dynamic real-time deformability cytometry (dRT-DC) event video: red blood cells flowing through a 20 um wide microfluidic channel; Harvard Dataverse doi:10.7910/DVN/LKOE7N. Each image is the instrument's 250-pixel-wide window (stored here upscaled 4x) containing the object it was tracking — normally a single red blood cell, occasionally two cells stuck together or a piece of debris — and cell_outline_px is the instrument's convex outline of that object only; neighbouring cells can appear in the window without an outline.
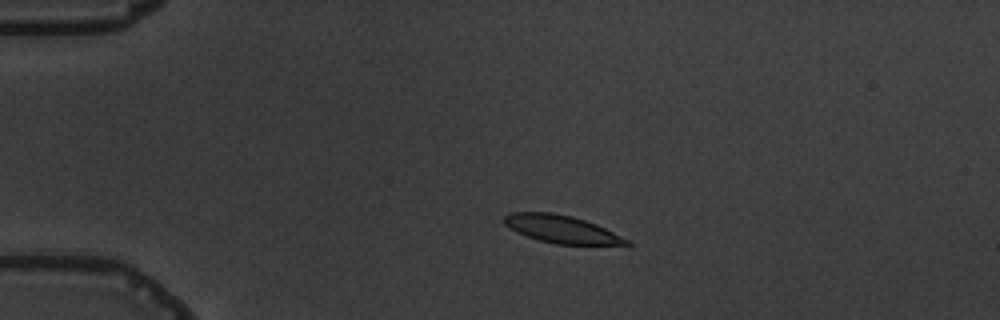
{"species": "common noctule bat (a hibernating species)", "species_latin": "Nyctalus noctula", "temperature_condition": "warm", "stored_images_in_passage": 5, "camera_frame_rate_fps": 3000, "um_per_image_px": 0.085, "animal": {"sex": "male", "body_mass_g": 19.5, "forearm_length_mm": 54.6}, "frame": {"image": 1, "passage_image": 3, "time_ms": 3.0, "image_size_px": [1000, 320], "cell_outline_px": [[632, 244], [556, 244], [540, 240], [516, 232], [504, 224], [504, 216], [512, 212], [552, 212], [572, 216], [596, 224], [632, 240]], "centroid_in_image_um": [47.74, 19.47], "position_along_channel_um": 37.3, "area_um2": 19.59}}
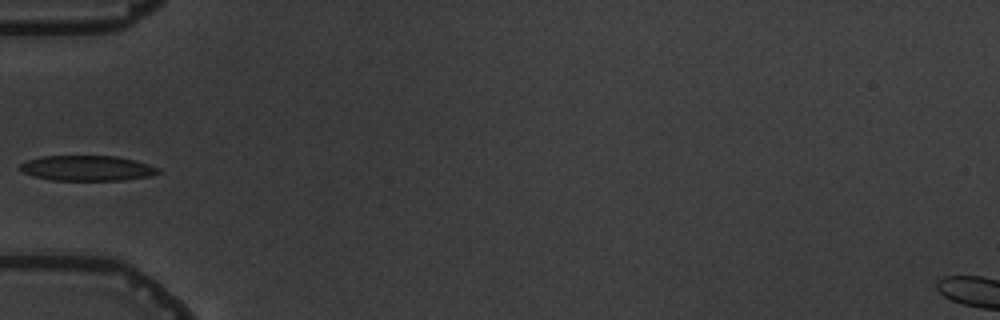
{"frame": {"image": 2, "passage_image": 5, "time_ms": 5.333, "image_size_px": [1000, 320], "cell_outline_px": [[160, 172], [152, 176], [124, 180], [52, 180], [32, 176], [24, 172], [20, 168], [20, 164], [28, 160], [40, 156], [116, 156], [136, 160], [160, 168]], "centroid_in_image_um": [7.44, 14.29], "position_along_channel_um": 77.6, "area_um2": 20.4}}